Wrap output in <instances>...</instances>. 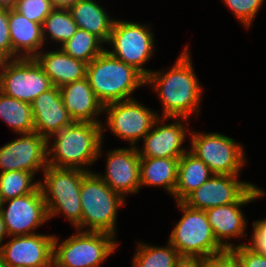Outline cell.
Listing matches in <instances>:
<instances>
[{
    "label": "cell",
    "mask_w": 266,
    "mask_h": 267,
    "mask_svg": "<svg viewBox=\"0 0 266 267\" xmlns=\"http://www.w3.org/2000/svg\"><path fill=\"white\" fill-rule=\"evenodd\" d=\"M188 48L183 49L169 71L155 70L146 77L145 84L153 86L161 99V117L190 119L191 114L198 115L203 88L194 72Z\"/></svg>",
    "instance_id": "obj_1"
},
{
    "label": "cell",
    "mask_w": 266,
    "mask_h": 267,
    "mask_svg": "<svg viewBox=\"0 0 266 267\" xmlns=\"http://www.w3.org/2000/svg\"><path fill=\"white\" fill-rule=\"evenodd\" d=\"M102 141L101 124L73 122L48 139L47 165L90 172L88 165L101 156Z\"/></svg>",
    "instance_id": "obj_2"
},
{
    "label": "cell",
    "mask_w": 266,
    "mask_h": 267,
    "mask_svg": "<svg viewBox=\"0 0 266 267\" xmlns=\"http://www.w3.org/2000/svg\"><path fill=\"white\" fill-rule=\"evenodd\" d=\"M86 78L103 105L133 99L146 78L134 67L112 56L106 48L86 68Z\"/></svg>",
    "instance_id": "obj_3"
},
{
    "label": "cell",
    "mask_w": 266,
    "mask_h": 267,
    "mask_svg": "<svg viewBox=\"0 0 266 267\" xmlns=\"http://www.w3.org/2000/svg\"><path fill=\"white\" fill-rule=\"evenodd\" d=\"M88 172L47 165L39 181L49 220L63 213L76 230H81V183Z\"/></svg>",
    "instance_id": "obj_4"
},
{
    "label": "cell",
    "mask_w": 266,
    "mask_h": 267,
    "mask_svg": "<svg viewBox=\"0 0 266 267\" xmlns=\"http://www.w3.org/2000/svg\"><path fill=\"white\" fill-rule=\"evenodd\" d=\"M80 197L81 230L105 232L116 237L118 208L124 205V197L113 191L92 170L82 179Z\"/></svg>",
    "instance_id": "obj_5"
},
{
    "label": "cell",
    "mask_w": 266,
    "mask_h": 267,
    "mask_svg": "<svg viewBox=\"0 0 266 267\" xmlns=\"http://www.w3.org/2000/svg\"><path fill=\"white\" fill-rule=\"evenodd\" d=\"M77 231L61 243L54 236L53 267H99L118 247L111 234Z\"/></svg>",
    "instance_id": "obj_6"
},
{
    "label": "cell",
    "mask_w": 266,
    "mask_h": 267,
    "mask_svg": "<svg viewBox=\"0 0 266 267\" xmlns=\"http://www.w3.org/2000/svg\"><path fill=\"white\" fill-rule=\"evenodd\" d=\"M177 207L183 211V216L171 231L168 242L179 255L208 258L226 250L216 240L204 210L191 208L183 202H177Z\"/></svg>",
    "instance_id": "obj_7"
},
{
    "label": "cell",
    "mask_w": 266,
    "mask_h": 267,
    "mask_svg": "<svg viewBox=\"0 0 266 267\" xmlns=\"http://www.w3.org/2000/svg\"><path fill=\"white\" fill-rule=\"evenodd\" d=\"M150 27L130 21L115 20L106 49L112 56L127 65L134 67L145 78L153 71L143 68L153 56L155 44L154 34Z\"/></svg>",
    "instance_id": "obj_8"
},
{
    "label": "cell",
    "mask_w": 266,
    "mask_h": 267,
    "mask_svg": "<svg viewBox=\"0 0 266 267\" xmlns=\"http://www.w3.org/2000/svg\"><path fill=\"white\" fill-rule=\"evenodd\" d=\"M191 134V149L194 155L202 160L213 174L239 175L246 160L243 146L233 138L218 132L199 133L193 130Z\"/></svg>",
    "instance_id": "obj_9"
},
{
    "label": "cell",
    "mask_w": 266,
    "mask_h": 267,
    "mask_svg": "<svg viewBox=\"0 0 266 267\" xmlns=\"http://www.w3.org/2000/svg\"><path fill=\"white\" fill-rule=\"evenodd\" d=\"M154 111L140 104L135 98L104 105V112L108 114L106 123L101 124L102 140L103 133L109 128L115 136L130 142L131 146L136 147L137 141L145 137L160 117Z\"/></svg>",
    "instance_id": "obj_10"
},
{
    "label": "cell",
    "mask_w": 266,
    "mask_h": 267,
    "mask_svg": "<svg viewBox=\"0 0 266 267\" xmlns=\"http://www.w3.org/2000/svg\"><path fill=\"white\" fill-rule=\"evenodd\" d=\"M52 87L49 77L34 58L7 60L0 73V91L30 104Z\"/></svg>",
    "instance_id": "obj_11"
},
{
    "label": "cell",
    "mask_w": 266,
    "mask_h": 267,
    "mask_svg": "<svg viewBox=\"0 0 266 267\" xmlns=\"http://www.w3.org/2000/svg\"><path fill=\"white\" fill-rule=\"evenodd\" d=\"M1 216L10 237L38 233L34 230L49 220L40 186L28 195L3 201Z\"/></svg>",
    "instance_id": "obj_12"
},
{
    "label": "cell",
    "mask_w": 266,
    "mask_h": 267,
    "mask_svg": "<svg viewBox=\"0 0 266 267\" xmlns=\"http://www.w3.org/2000/svg\"><path fill=\"white\" fill-rule=\"evenodd\" d=\"M20 138L0 147V173L28 171L33 174L47 167V139L40 134H19Z\"/></svg>",
    "instance_id": "obj_13"
},
{
    "label": "cell",
    "mask_w": 266,
    "mask_h": 267,
    "mask_svg": "<svg viewBox=\"0 0 266 267\" xmlns=\"http://www.w3.org/2000/svg\"><path fill=\"white\" fill-rule=\"evenodd\" d=\"M239 175L213 174L182 202L194 209H207L239 202L255 185L239 181Z\"/></svg>",
    "instance_id": "obj_14"
},
{
    "label": "cell",
    "mask_w": 266,
    "mask_h": 267,
    "mask_svg": "<svg viewBox=\"0 0 266 267\" xmlns=\"http://www.w3.org/2000/svg\"><path fill=\"white\" fill-rule=\"evenodd\" d=\"M54 236L40 233L12 236L1 245L0 254L8 267H53Z\"/></svg>",
    "instance_id": "obj_15"
},
{
    "label": "cell",
    "mask_w": 266,
    "mask_h": 267,
    "mask_svg": "<svg viewBox=\"0 0 266 267\" xmlns=\"http://www.w3.org/2000/svg\"><path fill=\"white\" fill-rule=\"evenodd\" d=\"M169 119H173V123L164 124ZM184 120L187 123L189 119L159 117L155 121L152 129L142 139L143 147L140 148L141 150L139 147L137 148L139 156L141 158L180 159L188 151L182 146L189 131L185 124L183 125Z\"/></svg>",
    "instance_id": "obj_16"
},
{
    "label": "cell",
    "mask_w": 266,
    "mask_h": 267,
    "mask_svg": "<svg viewBox=\"0 0 266 267\" xmlns=\"http://www.w3.org/2000/svg\"><path fill=\"white\" fill-rule=\"evenodd\" d=\"M266 192L256 185L239 201L228 205L217 206L205 211L216 240L226 249L231 250L236 245L228 240L234 237H247L245 228L247 220L241 211L242 206L263 197ZM225 240V242H224Z\"/></svg>",
    "instance_id": "obj_17"
},
{
    "label": "cell",
    "mask_w": 266,
    "mask_h": 267,
    "mask_svg": "<svg viewBox=\"0 0 266 267\" xmlns=\"http://www.w3.org/2000/svg\"><path fill=\"white\" fill-rule=\"evenodd\" d=\"M105 175L96 173L113 191L123 197L137 194L140 187V156L137 147L113 149L106 155Z\"/></svg>",
    "instance_id": "obj_18"
},
{
    "label": "cell",
    "mask_w": 266,
    "mask_h": 267,
    "mask_svg": "<svg viewBox=\"0 0 266 267\" xmlns=\"http://www.w3.org/2000/svg\"><path fill=\"white\" fill-rule=\"evenodd\" d=\"M31 107L34 132L47 140L74 122L63 104L59 87L53 86L40 94L31 103Z\"/></svg>",
    "instance_id": "obj_19"
},
{
    "label": "cell",
    "mask_w": 266,
    "mask_h": 267,
    "mask_svg": "<svg viewBox=\"0 0 266 267\" xmlns=\"http://www.w3.org/2000/svg\"><path fill=\"white\" fill-rule=\"evenodd\" d=\"M59 90L63 104L74 122L102 124L97 116L104 113V105L95 95L86 77L64 84Z\"/></svg>",
    "instance_id": "obj_20"
},
{
    "label": "cell",
    "mask_w": 266,
    "mask_h": 267,
    "mask_svg": "<svg viewBox=\"0 0 266 267\" xmlns=\"http://www.w3.org/2000/svg\"><path fill=\"white\" fill-rule=\"evenodd\" d=\"M12 59L34 58L44 46L42 24L33 22L15 9L8 10Z\"/></svg>",
    "instance_id": "obj_21"
},
{
    "label": "cell",
    "mask_w": 266,
    "mask_h": 267,
    "mask_svg": "<svg viewBox=\"0 0 266 267\" xmlns=\"http://www.w3.org/2000/svg\"><path fill=\"white\" fill-rule=\"evenodd\" d=\"M34 59L43 68L53 86L78 81L86 77L87 63L73 58L61 48L38 53Z\"/></svg>",
    "instance_id": "obj_22"
},
{
    "label": "cell",
    "mask_w": 266,
    "mask_h": 267,
    "mask_svg": "<svg viewBox=\"0 0 266 267\" xmlns=\"http://www.w3.org/2000/svg\"><path fill=\"white\" fill-rule=\"evenodd\" d=\"M104 9L94 0H79L69 11L77 28L88 31L106 45L115 20Z\"/></svg>",
    "instance_id": "obj_23"
},
{
    "label": "cell",
    "mask_w": 266,
    "mask_h": 267,
    "mask_svg": "<svg viewBox=\"0 0 266 267\" xmlns=\"http://www.w3.org/2000/svg\"><path fill=\"white\" fill-rule=\"evenodd\" d=\"M212 175L210 168L188 149L178 163L177 183L173 195L176 202H182Z\"/></svg>",
    "instance_id": "obj_24"
},
{
    "label": "cell",
    "mask_w": 266,
    "mask_h": 267,
    "mask_svg": "<svg viewBox=\"0 0 266 267\" xmlns=\"http://www.w3.org/2000/svg\"><path fill=\"white\" fill-rule=\"evenodd\" d=\"M179 159L175 158H140V187L162 186L174 195Z\"/></svg>",
    "instance_id": "obj_25"
},
{
    "label": "cell",
    "mask_w": 266,
    "mask_h": 267,
    "mask_svg": "<svg viewBox=\"0 0 266 267\" xmlns=\"http://www.w3.org/2000/svg\"><path fill=\"white\" fill-rule=\"evenodd\" d=\"M0 118L16 132L30 134L34 132L31 104L9 97L0 91Z\"/></svg>",
    "instance_id": "obj_26"
},
{
    "label": "cell",
    "mask_w": 266,
    "mask_h": 267,
    "mask_svg": "<svg viewBox=\"0 0 266 267\" xmlns=\"http://www.w3.org/2000/svg\"><path fill=\"white\" fill-rule=\"evenodd\" d=\"M133 256L132 267H174L180 256L178 251L168 242L167 246H152L138 241Z\"/></svg>",
    "instance_id": "obj_27"
},
{
    "label": "cell",
    "mask_w": 266,
    "mask_h": 267,
    "mask_svg": "<svg viewBox=\"0 0 266 267\" xmlns=\"http://www.w3.org/2000/svg\"><path fill=\"white\" fill-rule=\"evenodd\" d=\"M77 30V24L69 9H53L45 18L42 24V36L47 41L49 35L52 42L61 43L62 46L67 42ZM47 33V34H46Z\"/></svg>",
    "instance_id": "obj_28"
},
{
    "label": "cell",
    "mask_w": 266,
    "mask_h": 267,
    "mask_svg": "<svg viewBox=\"0 0 266 267\" xmlns=\"http://www.w3.org/2000/svg\"><path fill=\"white\" fill-rule=\"evenodd\" d=\"M96 36L88 31L77 28L72 37L60 48L75 59L89 64L94 60L105 47Z\"/></svg>",
    "instance_id": "obj_29"
},
{
    "label": "cell",
    "mask_w": 266,
    "mask_h": 267,
    "mask_svg": "<svg viewBox=\"0 0 266 267\" xmlns=\"http://www.w3.org/2000/svg\"><path fill=\"white\" fill-rule=\"evenodd\" d=\"M28 171H7L0 173V197L3 201L28 195L39 187V181ZM33 182V183H32Z\"/></svg>",
    "instance_id": "obj_30"
},
{
    "label": "cell",
    "mask_w": 266,
    "mask_h": 267,
    "mask_svg": "<svg viewBox=\"0 0 266 267\" xmlns=\"http://www.w3.org/2000/svg\"><path fill=\"white\" fill-rule=\"evenodd\" d=\"M54 9L51 0H18L15 10L27 19L43 24Z\"/></svg>",
    "instance_id": "obj_31"
},
{
    "label": "cell",
    "mask_w": 266,
    "mask_h": 267,
    "mask_svg": "<svg viewBox=\"0 0 266 267\" xmlns=\"http://www.w3.org/2000/svg\"><path fill=\"white\" fill-rule=\"evenodd\" d=\"M245 27L250 28L264 0H222Z\"/></svg>",
    "instance_id": "obj_32"
},
{
    "label": "cell",
    "mask_w": 266,
    "mask_h": 267,
    "mask_svg": "<svg viewBox=\"0 0 266 267\" xmlns=\"http://www.w3.org/2000/svg\"><path fill=\"white\" fill-rule=\"evenodd\" d=\"M231 251L237 256L241 267H266V256L256 253L246 243H239Z\"/></svg>",
    "instance_id": "obj_33"
},
{
    "label": "cell",
    "mask_w": 266,
    "mask_h": 267,
    "mask_svg": "<svg viewBox=\"0 0 266 267\" xmlns=\"http://www.w3.org/2000/svg\"><path fill=\"white\" fill-rule=\"evenodd\" d=\"M253 233L250 244L247 246L256 253L266 256V218L253 221Z\"/></svg>",
    "instance_id": "obj_34"
},
{
    "label": "cell",
    "mask_w": 266,
    "mask_h": 267,
    "mask_svg": "<svg viewBox=\"0 0 266 267\" xmlns=\"http://www.w3.org/2000/svg\"><path fill=\"white\" fill-rule=\"evenodd\" d=\"M0 53L12 60V45L9 35L8 9L0 8Z\"/></svg>",
    "instance_id": "obj_35"
},
{
    "label": "cell",
    "mask_w": 266,
    "mask_h": 267,
    "mask_svg": "<svg viewBox=\"0 0 266 267\" xmlns=\"http://www.w3.org/2000/svg\"><path fill=\"white\" fill-rule=\"evenodd\" d=\"M205 267H241L237 256L231 250L205 258Z\"/></svg>",
    "instance_id": "obj_36"
},
{
    "label": "cell",
    "mask_w": 266,
    "mask_h": 267,
    "mask_svg": "<svg viewBox=\"0 0 266 267\" xmlns=\"http://www.w3.org/2000/svg\"><path fill=\"white\" fill-rule=\"evenodd\" d=\"M174 267H205V258L199 256L180 255Z\"/></svg>",
    "instance_id": "obj_37"
},
{
    "label": "cell",
    "mask_w": 266,
    "mask_h": 267,
    "mask_svg": "<svg viewBox=\"0 0 266 267\" xmlns=\"http://www.w3.org/2000/svg\"><path fill=\"white\" fill-rule=\"evenodd\" d=\"M79 0H51L55 9H69Z\"/></svg>",
    "instance_id": "obj_38"
},
{
    "label": "cell",
    "mask_w": 266,
    "mask_h": 267,
    "mask_svg": "<svg viewBox=\"0 0 266 267\" xmlns=\"http://www.w3.org/2000/svg\"><path fill=\"white\" fill-rule=\"evenodd\" d=\"M18 0H0V8L15 9Z\"/></svg>",
    "instance_id": "obj_39"
},
{
    "label": "cell",
    "mask_w": 266,
    "mask_h": 267,
    "mask_svg": "<svg viewBox=\"0 0 266 267\" xmlns=\"http://www.w3.org/2000/svg\"><path fill=\"white\" fill-rule=\"evenodd\" d=\"M8 236L6 228H5V224L3 221V218L0 214V248H1V243L3 242V240Z\"/></svg>",
    "instance_id": "obj_40"
},
{
    "label": "cell",
    "mask_w": 266,
    "mask_h": 267,
    "mask_svg": "<svg viewBox=\"0 0 266 267\" xmlns=\"http://www.w3.org/2000/svg\"><path fill=\"white\" fill-rule=\"evenodd\" d=\"M7 59L0 53V73L4 68Z\"/></svg>",
    "instance_id": "obj_41"
},
{
    "label": "cell",
    "mask_w": 266,
    "mask_h": 267,
    "mask_svg": "<svg viewBox=\"0 0 266 267\" xmlns=\"http://www.w3.org/2000/svg\"><path fill=\"white\" fill-rule=\"evenodd\" d=\"M0 267H8L7 264L4 262L3 256L0 254Z\"/></svg>",
    "instance_id": "obj_42"
},
{
    "label": "cell",
    "mask_w": 266,
    "mask_h": 267,
    "mask_svg": "<svg viewBox=\"0 0 266 267\" xmlns=\"http://www.w3.org/2000/svg\"><path fill=\"white\" fill-rule=\"evenodd\" d=\"M3 200L0 197V214H1V208H2Z\"/></svg>",
    "instance_id": "obj_43"
}]
</instances>
